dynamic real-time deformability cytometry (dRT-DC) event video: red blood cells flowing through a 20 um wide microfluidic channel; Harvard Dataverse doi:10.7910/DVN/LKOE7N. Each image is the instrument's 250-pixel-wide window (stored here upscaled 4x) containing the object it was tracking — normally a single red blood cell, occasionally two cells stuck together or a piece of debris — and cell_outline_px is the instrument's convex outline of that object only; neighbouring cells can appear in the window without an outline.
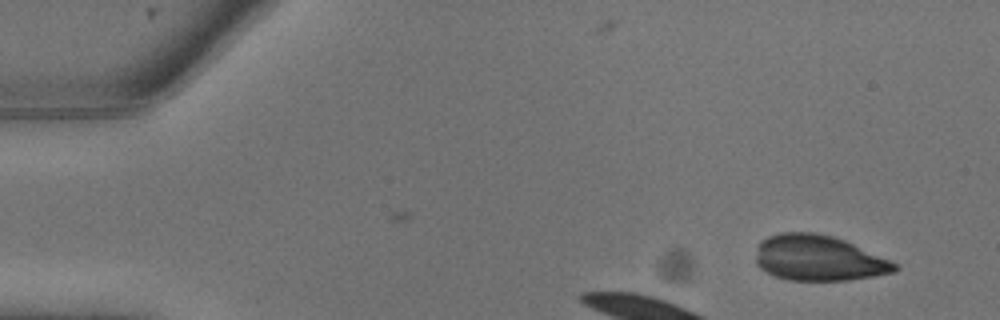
{"species": "common noctule bat (a hibernating species)", "species_latin": "Nyctalus noctula", "temperature_condition": "warm", "stored_images_in_passage": 5, "camera_frame_rate_fps": 3000, "um_per_image_px": 0.085, "animal": {"sex": "male", "body_mass_g": 13.3}, "frame": {"image": 1, "passage_image": 1, "time_ms": 0.0, "image_size_px": [1000, 320], "cell_outline_px": [[900, 268], [896, 272], [876, 276], [848, 280], [788, 280], [776, 276], [760, 268], [756, 264], [756, 248], [760, 240], [768, 236], [780, 232], [812, 232], [832, 236], [844, 240], [888, 260], [896, 264]], "centroid_in_image_um": [69.54, 21.94], "position_along_channel_um": 15.5, "area_um2": 36.76}}